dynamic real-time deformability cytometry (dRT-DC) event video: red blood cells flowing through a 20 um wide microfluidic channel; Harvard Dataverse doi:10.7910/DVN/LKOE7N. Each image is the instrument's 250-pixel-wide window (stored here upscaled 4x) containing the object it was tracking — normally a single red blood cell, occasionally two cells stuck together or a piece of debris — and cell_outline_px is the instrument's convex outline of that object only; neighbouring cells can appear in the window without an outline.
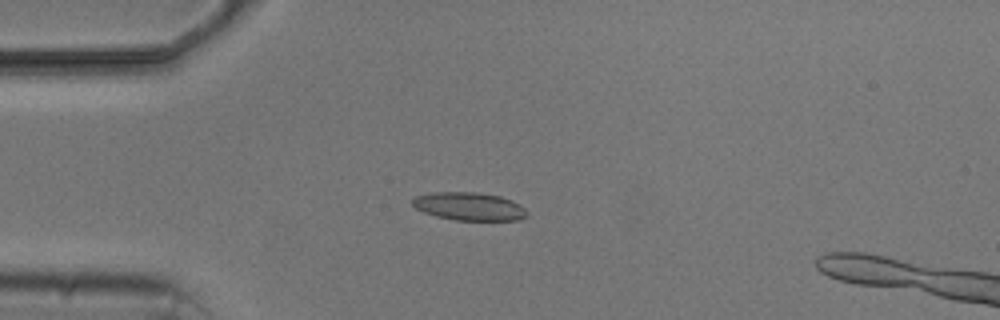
{"species": "common noctule bat (a hibernating species)", "species_latin": "Nyctalus noctula", "temperature_condition": "cold", "stored_images_in_passage": 6, "camera_frame_rate_fps": 3000, "um_per_image_px": 0.085, "animal": {"sex": "male", "body_mass_g": 20.5, "forearm_length_mm": 52.5}, "frame": {"image": 1, "passage_image": 5, "time_ms": 4.667, "image_size_px": [1000, 320], "cell_outline_px": [[528, 216], [520, 220], [456, 220], [436, 216], [424, 212], [416, 208], [412, 204], [412, 200], [416, 196], [436, 192], [476, 192], [500, 196], [512, 200], [520, 204], [528, 212]], "centroid_in_image_um": [39.92, 17.54], "position_along_channel_um": 45.1, "area_um2": 18.73}}